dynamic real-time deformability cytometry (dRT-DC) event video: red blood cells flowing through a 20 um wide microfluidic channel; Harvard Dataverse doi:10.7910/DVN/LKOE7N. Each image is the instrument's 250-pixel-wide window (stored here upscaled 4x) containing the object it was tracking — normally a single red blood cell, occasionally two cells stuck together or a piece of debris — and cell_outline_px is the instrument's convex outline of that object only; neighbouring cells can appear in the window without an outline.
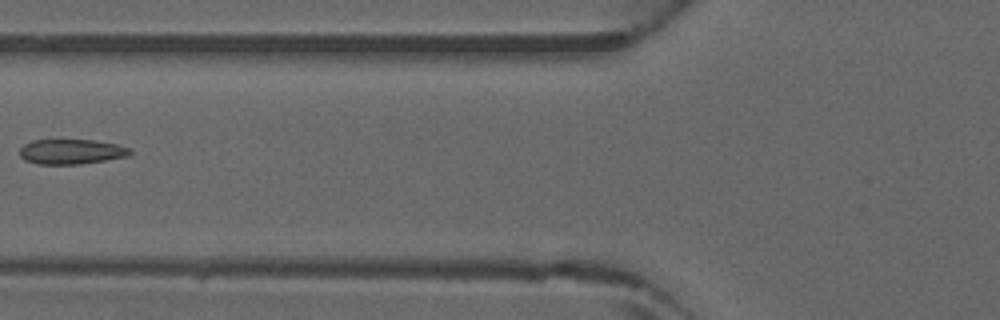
{"species": "common noctule bat (a hibernating species)", "species_latin": "Nyctalus noctula", "temperature_condition": "warm", "stored_images_in_passage": 2, "camera_frame_rate_fps": 3000, "um_per_image_px": 0.085, "animal": {"sex": "male", "forearm_length_mm": 52.5}, "frame": {"image": 1, "passage_image": 2, "time_ms": 0.333, "image_size_px": [1000, 320], "cell_outline_px": [[132, 152], [128, 156], [80, 164], [36, 164], [24, 160], [20, 156], [20, 148], [24, 144], [32, 140], [96, 140], [116, 144], [128, 148]], "centroid_in_image_um": [6.02, 12.89], "position_along_channel_um": 119.8, "area_um2": 16.01}}